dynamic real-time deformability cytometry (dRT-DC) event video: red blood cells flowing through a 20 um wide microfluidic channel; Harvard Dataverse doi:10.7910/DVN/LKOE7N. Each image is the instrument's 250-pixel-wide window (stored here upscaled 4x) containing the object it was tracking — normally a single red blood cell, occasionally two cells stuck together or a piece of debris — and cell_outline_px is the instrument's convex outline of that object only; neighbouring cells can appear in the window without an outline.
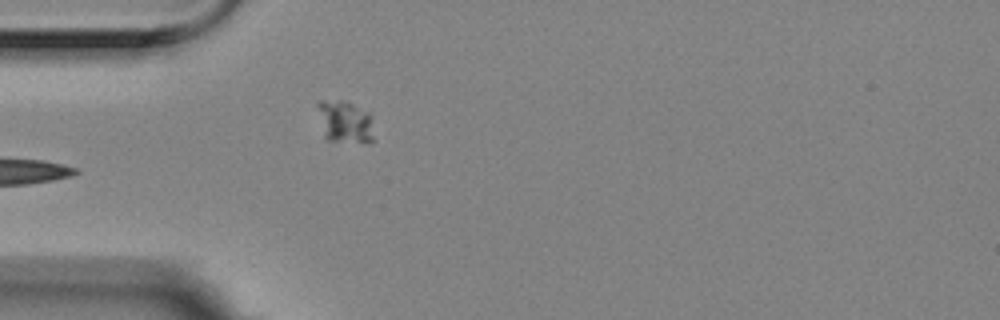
{"species": "Egyptian fruit bat (a non-hibernating species)", "species_latin": "Rousettus aegyptiacus", "temperature_condition": "room temperature", "stored_images_in_passage": 4, "camera_frame_rate_fps": 3000, "um_per_image_px": 0.085, "animal": {"sex": "female"}, "frame": {"image": 1, "passage_image": 4, "time_ms": 1.0, "image_size_px": [1000, 320], "cell_outline_px": [[376, 140], [328, 140], [324, 136], [316, 104], [320, 100], [344, 100], [372, 112]], "centroid_in_image_um": [29.37, 10.29], "position_along_channel_um": 55.6, "area_um2": 14.1}}